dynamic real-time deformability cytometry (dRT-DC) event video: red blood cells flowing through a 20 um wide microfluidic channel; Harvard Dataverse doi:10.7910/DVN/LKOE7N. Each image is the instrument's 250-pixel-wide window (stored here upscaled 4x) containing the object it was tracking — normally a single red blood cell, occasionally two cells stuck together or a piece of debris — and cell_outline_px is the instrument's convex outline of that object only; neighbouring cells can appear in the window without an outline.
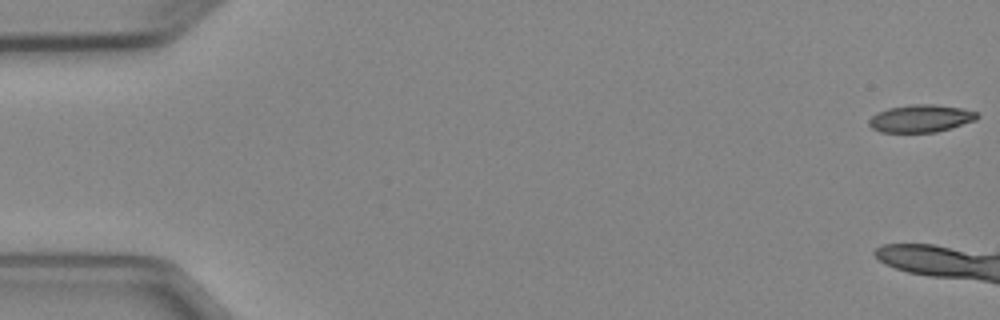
{"species": "Egyptian fruit bat (a non-hibernating species)", "species_latin": "Rousettus aegyptiacus", "temperature_condition": "cold", "stored_images_in_passage": 8, "camera_frame_rate_fps": 3000, "um_per_image_px": 0.085, "animal": {"sex": "female"}, "frame": {"image": 1, "passage_image": 1, "time_ms": 0.0, "image_size_px": [1000, 320], "cell_outline_px": [[980, 116], [976, 120], [952, 128], [936, 132], [880, 132], [872, 128], [868, 124], [868, 120], [876, 112], [888, 108], [912, 104], [936, 104], [964, 108], [976, 112]], "centroid_in_image_um": [78.28, 10.06], "position_along_channel_um": 6.7, "area_um2": 17.57}}
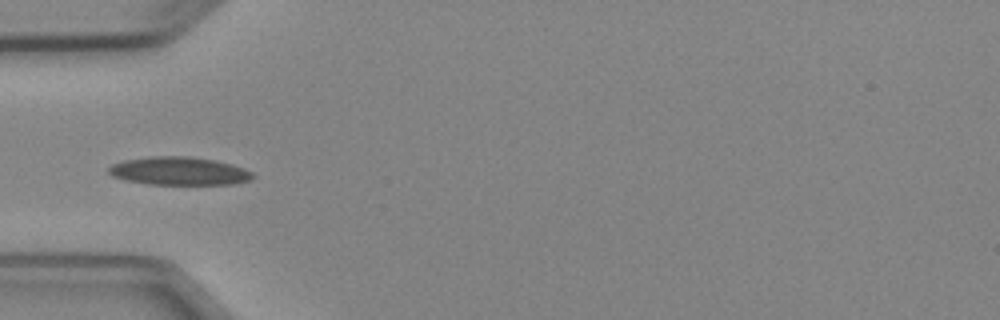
{"frame": {"image": 2, "passage_image": 7, "time_ms": 7.0, "image_size_px": [1000, 320], "cell_outline_px": [[256, 176], [248, 180], [236, 184], [148, 184], [124, 180], [112, 176], [108, 172], [108, 168], [112, 164], [124, 160], [152, 156], [188, 156], [216, 160], [244, 168], [252, 172]], "centroid_in_image_um": [15.21, 14.54], "position_along_channel_um": 69.8, "area_um2": 23.7}}